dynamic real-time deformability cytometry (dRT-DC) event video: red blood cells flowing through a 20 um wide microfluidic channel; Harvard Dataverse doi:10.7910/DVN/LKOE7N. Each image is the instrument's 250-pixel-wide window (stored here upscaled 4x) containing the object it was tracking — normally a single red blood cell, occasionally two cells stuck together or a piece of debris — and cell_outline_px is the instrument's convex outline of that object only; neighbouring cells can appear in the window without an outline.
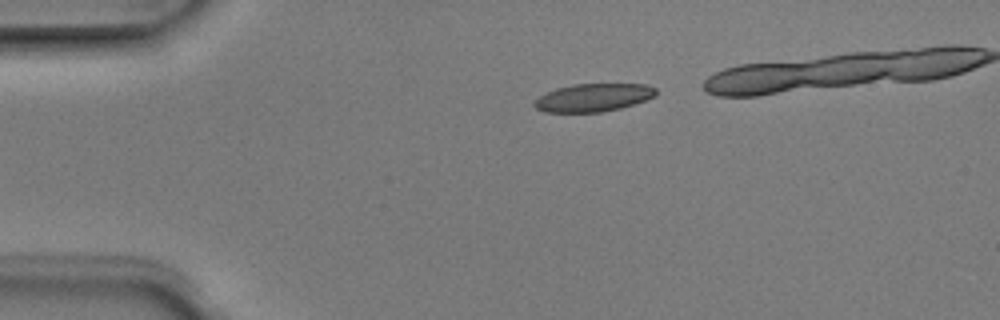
{"species": "Egyptian fruit bat (a non-hibernating species)", "species_latin": "Rousettus aegyptiacus", "temperature_condition": "room temperature", "stored_images_in_passage": 5, "camera_frame_rate_fps": 3000, "um_per_image_px": 0.085, "animal": {"sex": "male"}, "frame": {"image": 1, "passage_image": 1, "time_ms": 0.0, "image_size_px": [1000, 320], "cell_outline_px": [[656, 96], [620, 108], [600, 112], [544, 112], [536, 108], [532, 104], [540, 96], [556, 88], [572, 84], [648, 84], [656, 88]], "centroid_in_image_um": [50.43, 8.29], "position_along_channel_um": 34.6, "area_um2": 19.71}}
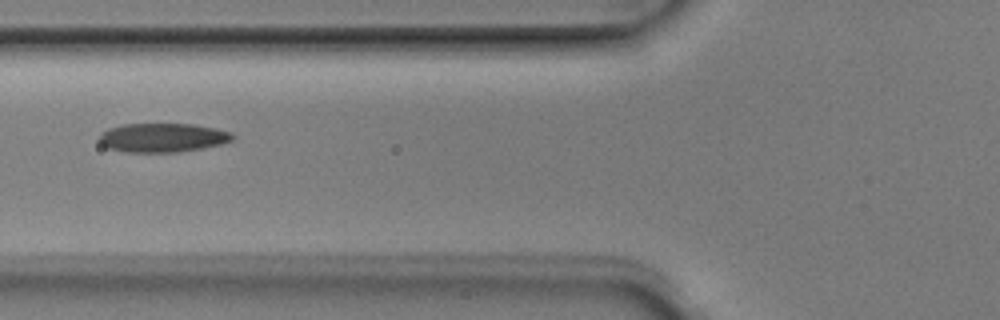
{"frame": {"image": 2, "passage_image": 4, "time_ms": 1.0, "image_size_px": [1000, 320], "cell_outline_px": [[236, 136], [232, 140], [220, 144], [204, 148], [176, 152], [124, 152], [108, 148], [100, 144], [100, 136], [108, 128], [120, 124], [192, 124], [216, 128], [232, 132]], "centroid_in_image_um": [13.84, 11.7], "position_along_channel_um": 112.0, "area_um2": 22.6}}
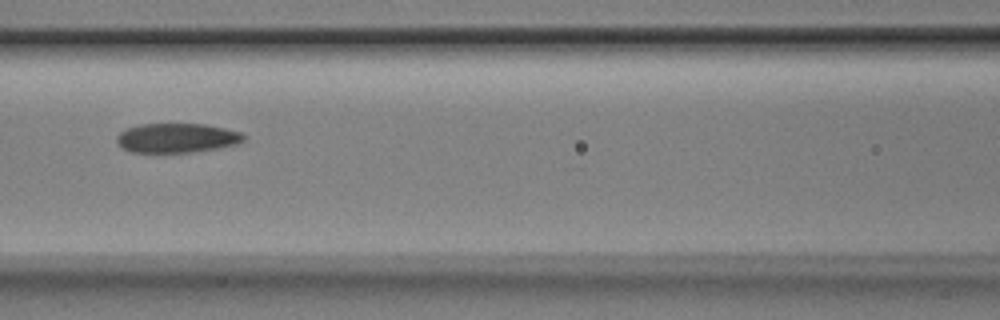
{"frame": {"image": 3, "passage_image": 5, "time_ms": 1.333, "image_size_px": [1000, 320], "cell_outline_px": [[244, 140], [240, 144], [220, 148], [192, 152], [132, 152], [120, 148], [116, 140], [116, 136], [120, 132], [128, 128], [140, 124], [204, 124], [224, 128], [240, 132], [244, 136]], "centroid_in_image_um": [15.03, 11.73], "position_along_channel_um": 151.6, "area_um2": 21.85}}